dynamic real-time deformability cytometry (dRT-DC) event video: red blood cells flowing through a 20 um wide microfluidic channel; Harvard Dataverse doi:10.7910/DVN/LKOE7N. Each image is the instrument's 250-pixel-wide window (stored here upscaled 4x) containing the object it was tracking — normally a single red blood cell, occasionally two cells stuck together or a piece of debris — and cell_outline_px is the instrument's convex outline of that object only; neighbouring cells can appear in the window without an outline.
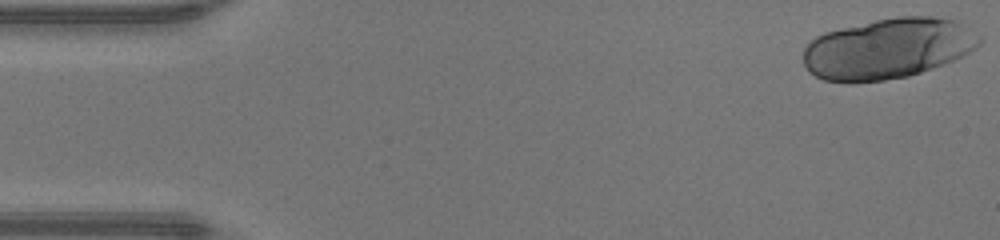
{"species": "human", "species_latin": "Homo sapiens", "temperature_condition": "warm", "stored_images_in_passage": 16, "camera_frame_rate_fps": 3000, "um_per_image_px": 0.085, "donor": {"sex": "male"}, "frame": {"image": 1, "passage_image": 1, "time_ms": 0.0, "image_size_px": [1000, 240], "cell_outline_px": [[984, 40], [976, 48], [952, 60], [920, 72], [908, 76], [884, 80], [852, 84], [824, 80], [808, 72], [804, 64], [804, 48], [816, 36], [824, 32], [876, 20], [896, 16], [932, 16], [956, 20], [980, 36]], "centroid_in_image_um": [75.44, 4.13], "position_along_channel_um": 9.6, "area_um2": 62.19}}